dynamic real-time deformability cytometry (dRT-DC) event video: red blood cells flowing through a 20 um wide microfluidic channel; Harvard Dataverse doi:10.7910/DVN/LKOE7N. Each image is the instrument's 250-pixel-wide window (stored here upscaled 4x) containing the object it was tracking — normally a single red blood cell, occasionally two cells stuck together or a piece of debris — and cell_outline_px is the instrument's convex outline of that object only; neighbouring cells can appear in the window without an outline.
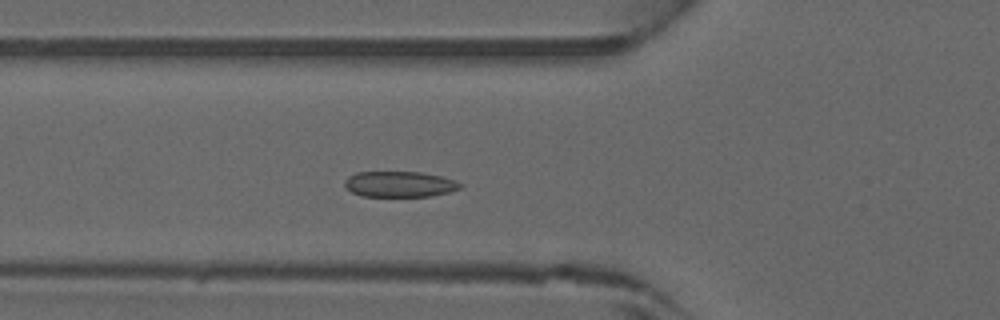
{"species": "common noctule bat (a hibernating species)", "species_latin": "Nyctalus noctula", "temperature_condition": "warm", "stored_images_in_passage": 41, "camera_frame_rate_fps": 3000, "um_per_image_px": 0.085, "animal": {"sex": "male", "forearm_length_mm": 52.5}, "frame": {"image": 1, "passage_image": 12, "time_ms": 3.667, "image_size_px": [1000, 320], "cell_outline_px": [[464, 184], [460, 188], [448, 192], [432, 196], [360, 196], [352, 192], [344, 184], [344, 180], [348, 176], [356, 172], [420, 172], [440, 176], [456, 180]], "centroid_in_image_um": [33.97, 15.65], "position_along_channel_um": 91.8, "area_um2": 17.34}}
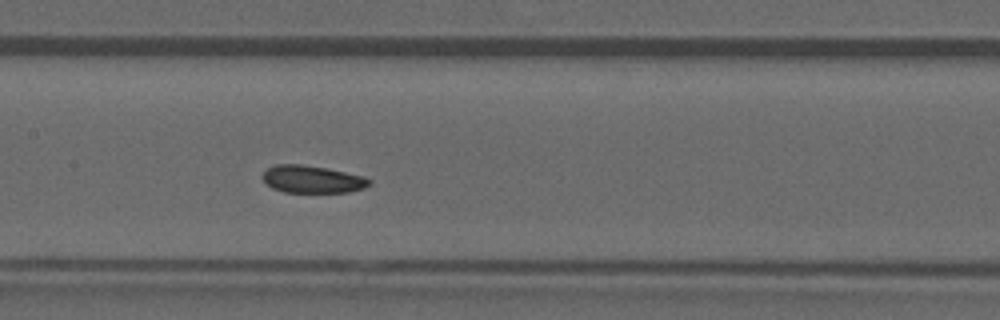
{"frame": {"image": 2, "passage_image": 18, "time_ms": 5.667, "image_size_px": [1000, 320], "cell_outline_px": [[372, 184], [364, 188], [348, 192], [284, 192], [272, 188], [264, 180], [264, 172], [268, 168], [276, 164], [300, 164], [324, 168], [364, 176], [372, 180]], "centroid_in_image_um": [26.58, 15.24], "position_along_channel_um": 180.8, "area_um2": 16.88}}